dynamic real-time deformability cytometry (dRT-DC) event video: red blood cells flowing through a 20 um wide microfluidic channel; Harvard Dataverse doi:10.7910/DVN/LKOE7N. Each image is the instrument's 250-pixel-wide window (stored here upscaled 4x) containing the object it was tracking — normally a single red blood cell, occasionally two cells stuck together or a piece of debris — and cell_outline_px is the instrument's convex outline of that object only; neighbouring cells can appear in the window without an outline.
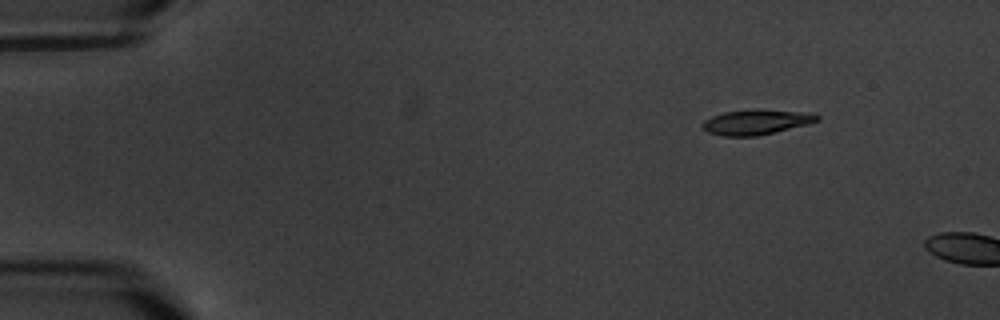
{"species": "common noctule bat (a hibernating species)", "species_latin": "Nyctalus noctula", "temperature_condition": "warm", "stored_images_in_passage": 2, "camera_frame_rate_fps": 3000, "um_per_image_px": 0.085, "animal": {"sex": "male", "body_mass_g": 20.1, "forearm_length_mm": 53.5}, "frame": {"image": 1, "passage_image": 1, "time_ms": 0.0, "image_size_px": [1000, 320], "cell_outline_px": [[820, 120], [808, 124], [756, 136], [724, 136], [708, 132], [700, 124], [704, 120], [712, 116], [724, 112], [756, 108], [816, 112], [820, 116]], "centroid_in_image_um": [64.34, 10.34], "position_along_channel_um": 20.7, "area_um2": 17.11}}